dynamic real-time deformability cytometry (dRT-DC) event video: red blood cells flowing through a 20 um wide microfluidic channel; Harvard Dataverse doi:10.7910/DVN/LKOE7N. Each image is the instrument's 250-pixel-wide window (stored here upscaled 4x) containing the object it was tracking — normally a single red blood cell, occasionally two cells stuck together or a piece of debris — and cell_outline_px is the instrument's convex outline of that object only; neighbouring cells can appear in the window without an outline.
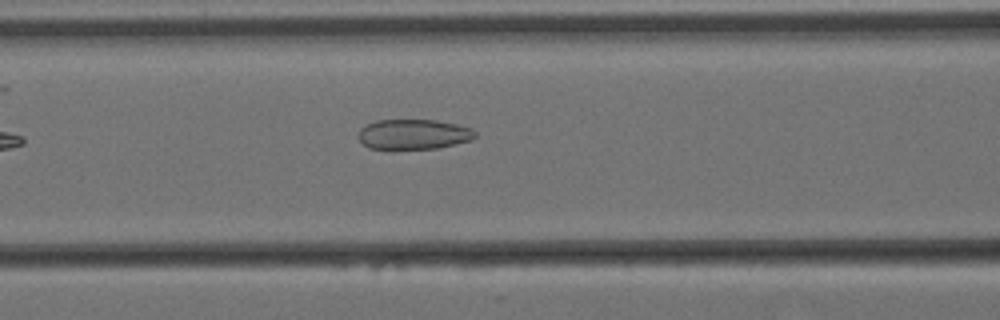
{"species": "Egyptian fruit bat (a non-hibernating species)", "species_latin": "Rousettus aegyptiacus", "temperature_condition": "cold", "stored_images_in_passage": 24, "camera_frame_rate_fps": 3000, "um_per_image_px": 0.085, "animal": {"sex": "female"}, "frame": {"image": 1, "passage_image": 6, "time_ms": 1.667, "image_size_px": [1000, 320], "cell_outline_px": [[476, 136], [472, 140], [456, 144], [436, 148], [392, 152], [368, 148], [356, 136], [360, 128], [364, 124], [376, 120], [436, 120], [456, 124], [472, 128], [476, 132]], "centroid_in_image_um": [35.08, 11.46], "position_along_channel_um": 131.5, "area_um2": 21.5}}
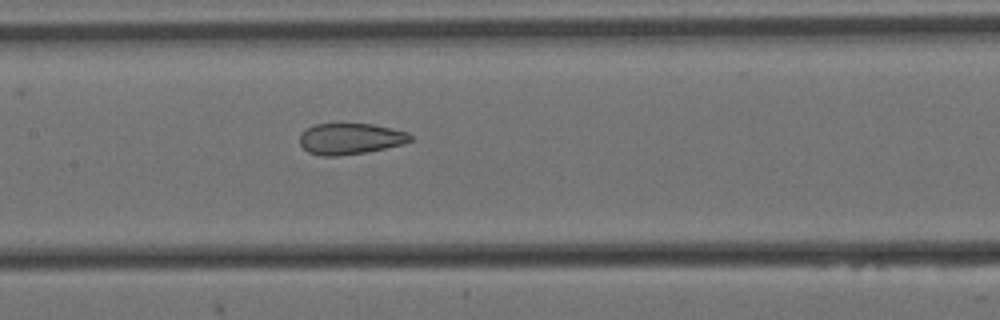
{"frame": {"image": 2, "passage_image": 10, "time_ms": 3.0, "image_size_px": [1000, 320], "cell_outline_px": [[412, 140], [404, 144], [364, 152], [336, 156], [320, 156], [308, 152], [300, 144], [300, 132], [316, 124], [372, 124], [392, 128], [408, 132], [412, 136]], "centroid_in_image_um": [29.78, 11.79], "position_along_channel_um": 177.6, "area_um2": 20.0}}
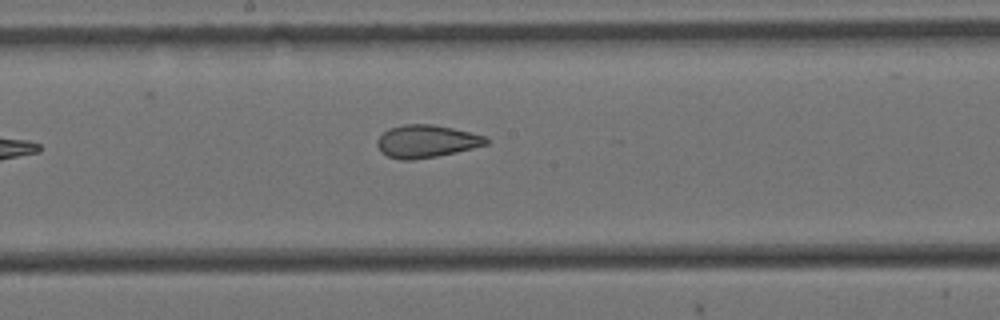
{"frame": {"image": 3, "passage_image": 13, "time_ms": 4.0, "image_size_px": [1000, 320], "cell_outline_px": [[488, 144], [456, 152], [436, 156], [412, 160], [400, 160], [388, 156], [380, 152], [376, 144], [376, 140], [388, 128], [404, 124], [432, 124], [452, 128], [484, 136], [488, 140]], "centroid_in_image_um": [36.19, 12.01], "position_along_channel_um": 212.0, "area_um2": 20.63}}